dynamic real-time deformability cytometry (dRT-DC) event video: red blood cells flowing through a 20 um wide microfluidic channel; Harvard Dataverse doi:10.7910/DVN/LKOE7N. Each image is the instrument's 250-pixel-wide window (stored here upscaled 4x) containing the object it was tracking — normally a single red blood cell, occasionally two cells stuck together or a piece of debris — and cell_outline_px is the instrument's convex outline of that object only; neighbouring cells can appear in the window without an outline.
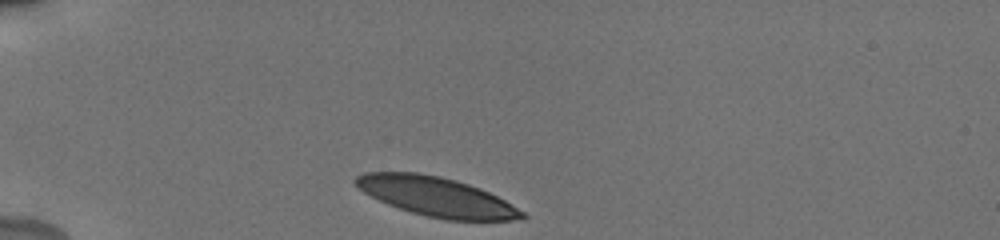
{"species": "human", "species_latin": "Homo sapiens", "temperature_condition": "cold", "stored_images_in_passage": 33, "camera_frame_rate_fps": 3000, "um_per_image_px": 0.085, "donor": {"sex": "male"}, "frame": {"image": 1, "passage_image": 1, "time_ms": 0.0, "image_size_px": [1000, 240], "cell_outline_px": [[528, 216], [524, 220], [448, 220], [428, 216], [412, 212], [388, 204], [364, 192], [352, 180], [356, 176], [364, 172], [416, 172], [440, 176], [456, 180], [480, 188], [512, 204], [524, 212]], "centroid_in_image_um": [37.13, 16.71], "position_along_channel_um": 47.9, "area_um2": 37.86}}
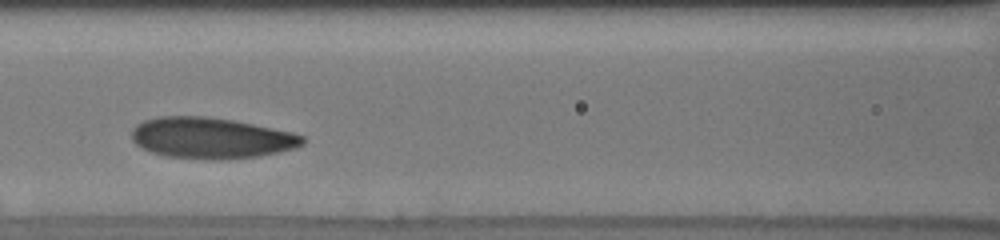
{"frame": {"image": 2, "passage_image": 12, "time_ms": 3.667, "image_size_px": [1000, 240], "cell_outline_px": [[304, 144], [296, 148], [260, 156], [228, 160], [204, 160], [168, 156], [152, 152], [136, 144], [132, 140], [132, 128], [136, 124], [144, 120], [160, 116], [204, 116], [232, 120], [292, 132], [304, 136]], "centroid_in_image_um": [17.95, 11.74], "position_along_channel_um": 148.7, "area_um2": 41.04}}
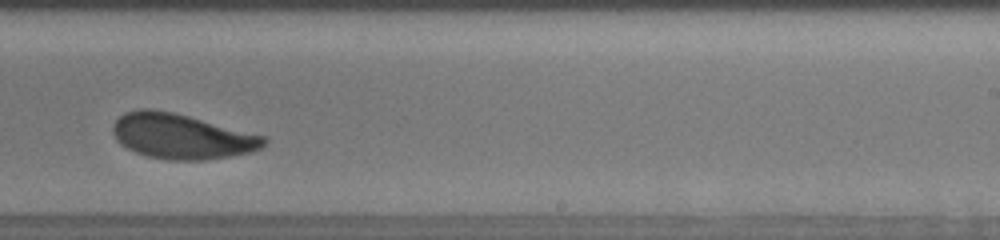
{"frame": {"image": 3, "passage_image": 22, "time_ms": 7.0, "image_size_px": [1000, 240], "cell_outline_px": [[268, 140], [260, 148], [248, 152], [228, 156], [204, 160], [168, 160], [148, 156], [136, 152], [120, 144], [116, 140], [112, 132], [112, 124], [124, 112], [140, 108], [152, 108], [172, 112], [268, 136]], "centroid_in_image_um": [15.41, 11.57], "position_along_channel_um": 273.6, "area_um2": 39.71}, "authors_computed_cell_mechanics": {"area_um2": 39.7086, "velocity_mm_per_s": 3.766, "shape_relaxation_time_tau1_ms": 2.4399, "shape_relaxation_time_tau2_ms": 1.6246, "deformation_change_tau1": 0.1334, "deformation_change_tau2": 0.0764}}